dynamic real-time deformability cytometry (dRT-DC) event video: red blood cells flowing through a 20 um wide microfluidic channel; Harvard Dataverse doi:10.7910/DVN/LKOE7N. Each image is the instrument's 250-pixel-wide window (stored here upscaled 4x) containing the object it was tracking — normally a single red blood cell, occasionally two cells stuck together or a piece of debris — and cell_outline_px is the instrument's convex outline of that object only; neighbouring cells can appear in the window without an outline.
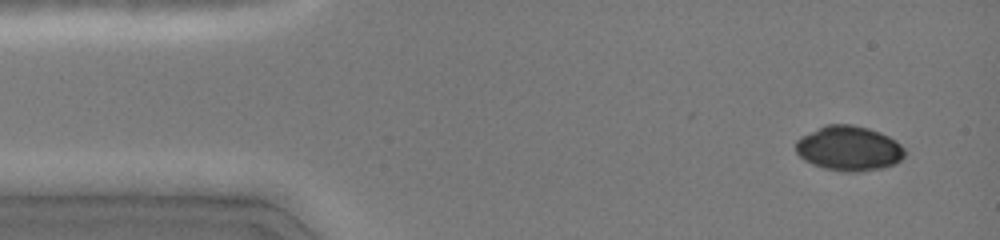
{"species": "common noctule bat (a hibernating species)", "species_latin": "Nyctalus noctula", "temperature_condition": "cold", "stored_images_in_passage": 57, "camera_frame_rate_fps": 3000, "um_per_image_px": 0.085, "animal": {"sex": "female", "body_mass_g": 19.0, "forearm_length_mm": 51.5}, "frame": {"image": 1, "passage_image": 3, "time_ms": 0.667, "image_size_px": [1000, 240], "cell_outline_px": [[904, 156], [896, 164], [884, 168], [860, 172], [844, 172], [824, 168], [812, 164], [804, 160], [796, 152], [796, 140], [800, 136], [828, 124], [852, 124], [868, 128], [880, 132], [896, 140], [904, 148]], "centroid_in_image_um": [72.16, 12.62], "position_along_channel_um": 12.8, "area_um2": 28.67}}
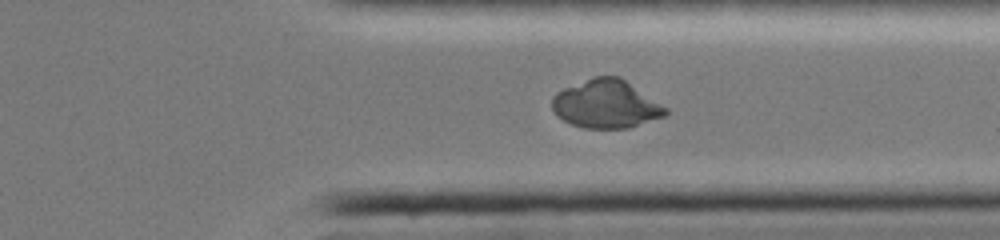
{"frame": {"image": 2, "passage_image": 43, "time_ms": 11.333, "image_size_px": [1000, 240], "cell_outline_px": [[668, 112], [664, 116], [628, 128], [584, 128], [572, 124], [556, 116], [552, 108], [552, 96], [556, 92], [564, 88], [592, 76], [620, 76], [668, 108]], "centroid_in_image_um": [51.5, 8.83], "position_along_channel_um": 359.9, "area_um2": 31.96}}
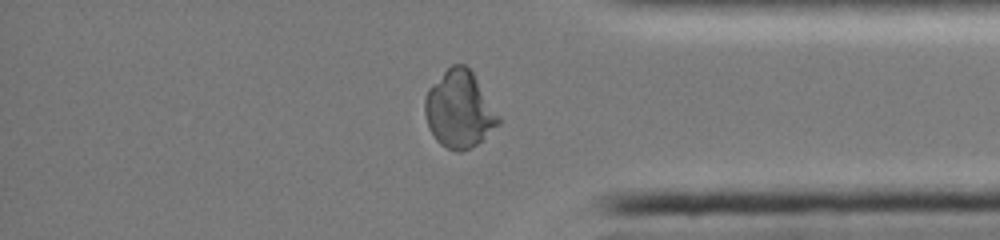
{"frame": {"image": 3, "passage_image": 47, "time_ms": 12.333, "image_size_px": [1000, 240], "cell_outline_px": [[500, 124], [472, 148], [460, 152], [448, 148], [440, 144], [436, 140], [428, 128], [424, 112], [424, 100], [428, 88], [452, 64], [464, 64], [472, 72], [500, 116]], "centroid_in_image_um": [39.03, 9.32], "position_along_channel_um": 396.2, "area_um2": 32.89}}